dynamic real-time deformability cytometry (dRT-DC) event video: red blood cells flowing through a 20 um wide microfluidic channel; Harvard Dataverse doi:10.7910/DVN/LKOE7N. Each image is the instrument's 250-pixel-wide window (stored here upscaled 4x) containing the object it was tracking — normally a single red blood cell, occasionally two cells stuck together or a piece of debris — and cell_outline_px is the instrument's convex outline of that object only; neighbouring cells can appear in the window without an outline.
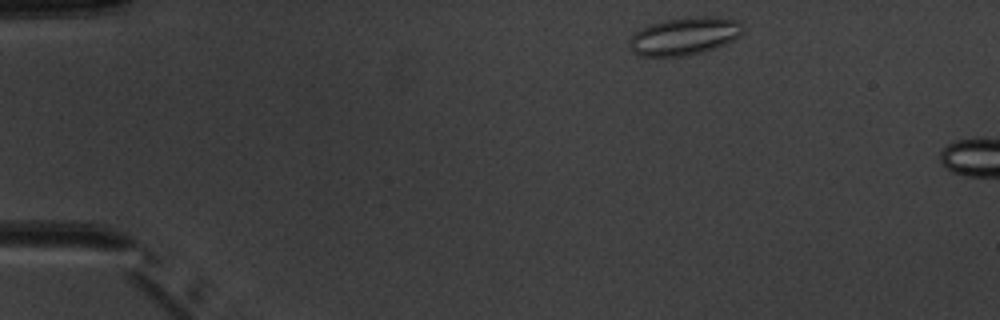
{"species": "common noctule bat (a hibernating species)", "species_latin": "Nyctalus noctula", "temperature_condition": "warm", "stored_images_in_passage": 2, "camera_frame_rate_fps": 3000, "um_per_image_px": 0.085, "animal": {"sex": "male", "body_mass_g": 20.1, "forearm_length_mm": 53.5}, "frame": {"image": 1, "passage_image": 1, "time_ms": 0.0, "image_size_px": [1000, 320], "cell_outline_px": [[744, 32], [740, 36], [716, 48], [684, 56], [640, 56], [632, 52], [628, 44], [628, 40], [640, 28], [652, 24], [668, 20], [696, 16], [716, 16], [736, 20], [744, 28]], "centroid_in_image_um": [58.18, 3.07], "position_along_channel_um": 26.8, "area_um2": 24.91}}